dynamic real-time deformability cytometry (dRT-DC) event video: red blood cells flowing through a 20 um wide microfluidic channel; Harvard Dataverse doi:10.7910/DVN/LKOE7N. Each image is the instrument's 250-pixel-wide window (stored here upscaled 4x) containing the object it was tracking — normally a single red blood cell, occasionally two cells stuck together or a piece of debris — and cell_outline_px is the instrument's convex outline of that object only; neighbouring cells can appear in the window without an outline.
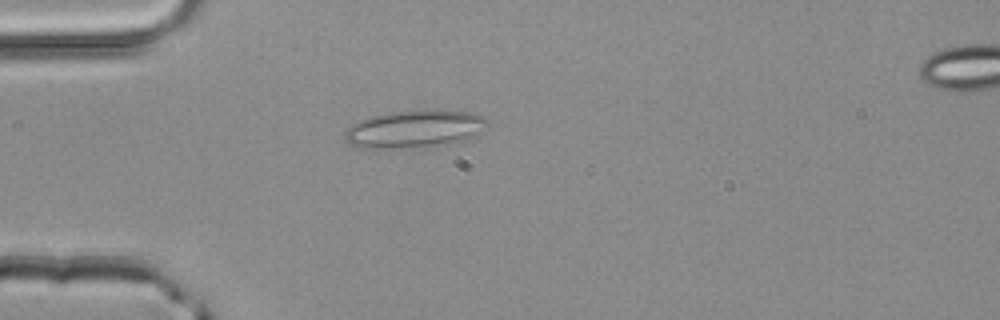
{"species": "common noctule bat (a hibernating species)", "species_latin": "Nyctalus noctula", "temperature_condition": "room temperature", "stored_images_in_passage": 41, "camera_frame_rate_fps": 3000, "um_per_image_px": 0.085, "animal": {"sex": "male", "body_mass_g": 20.4}, "frame": {"image": 1, "passage_image": 5, "time_ms": 1.333, "image_size_px": [1000, 320], "cell_outline_px": [[488, 124], [480, 132], [464, 140], [432, 148], [364, 148], [352, 144], [344, 136], [344, 132], [352, 124], [368, 116], [388, 112], [436, 108], [472, 112], [484, 116], [488, 120]], "centroid_in_image_um": [35.29, 10.94], "position_along_channel_um": 49.7, "area_um2": 32.08}}
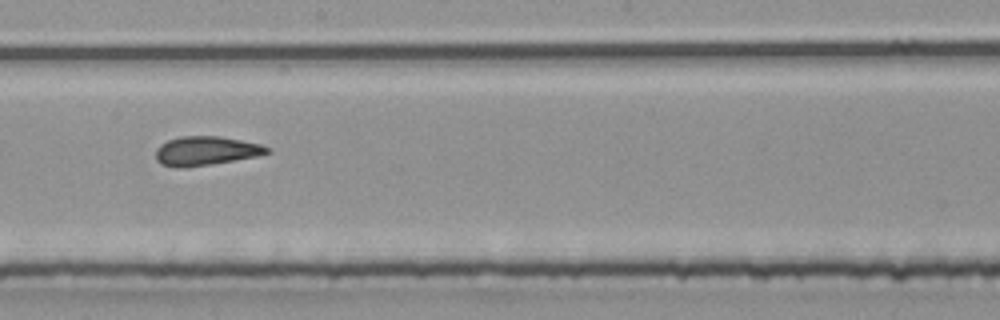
{"frame": {"image": 2, "passage_image": 19, "time_ms": 6.0, "image_size_px": [1000, 320], "cell_outline_px": [[272, 152], [256, 156], [184, 168], [176, 168], [160, 164], [156, 160], [156, 148], [160, 144], [168, 140], [180, 136], [220, 136], [260, 144], [268, 148]], "centroid_in_image_um": [17.44, 12.82], "position_along_channel_um": 230.8, "area_um2": 18.73}}
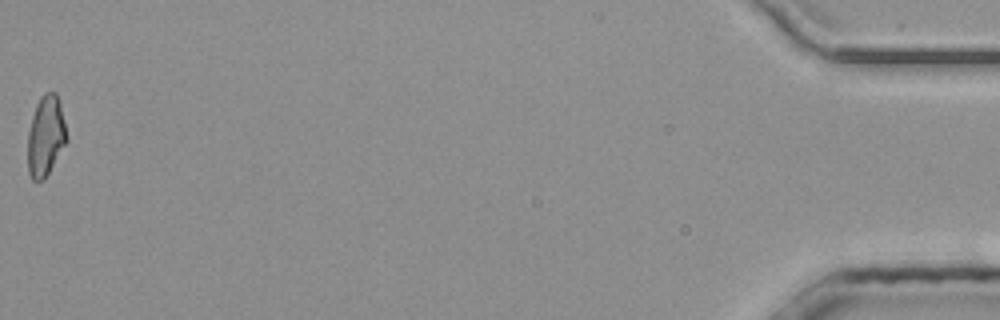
{"frame": {"image": 3, "passage_image": 41, "time_ms": 13.333, "image_size_px": [1000, 320], "cell_outline_px": [[68, 140], [44, 180], [32, 180], [28, 172], [28, 132], [32, 116], [36, 104], [40, 96], [44, 92], [56, 92], [60, 104], [68, 136]], "centroid_in_image_um": [3.89, 11.55], "position_along_channel_um": 431.3, "area_um2": 18.32}, "authors_computed_cell_mechanics": {"area_um2": 18.9584, "velocity_mm_per_s": 4.1589, "shape_relaxation_time_tau1_ms": null, "shape_relaxation_time_tau2_ms": 2.4274, "deformation_change_tau1": null, "deformation_change_tau2": 0.0911}}